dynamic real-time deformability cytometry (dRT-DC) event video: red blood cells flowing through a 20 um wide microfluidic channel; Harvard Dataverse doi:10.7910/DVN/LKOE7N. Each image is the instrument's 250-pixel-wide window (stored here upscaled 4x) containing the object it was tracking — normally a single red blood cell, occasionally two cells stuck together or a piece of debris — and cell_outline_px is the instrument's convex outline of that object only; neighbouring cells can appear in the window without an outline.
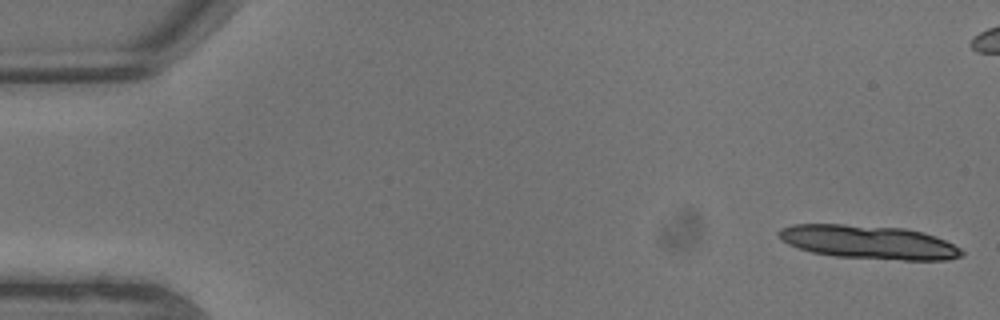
{"species": "common noctule bat (a hibernating species)", "species_latin": "Nyctalus noctula", "temperature_condition": "warm", "stored_images_in_passage": 10, "segment_of_instrument_passage": [1, 3], "camera_frame_rate_fps": 3000, "um_per_image_px": 0.085, "animal": {"sex": "male", "body_mass_g": 13.3}, "frame": {"image": 1, "passage_image": 1, "time_ms": 0.0, "image_size_px": [1000, 320], "cell_outline_px": [[964, 256], [948, 260], [904, 260], [836, 256], [812, 252], [788, 244], [776, 236], [776, 232], [780, 228], [792, 224], [844, 224], [904, 228], [924, 232], [936, 236], [960, 248], [964, 252]], "centroid_in_image_um": [73.84, 20.57], "position_along_channel_um": 11.2, "area_um2": 36.01}}